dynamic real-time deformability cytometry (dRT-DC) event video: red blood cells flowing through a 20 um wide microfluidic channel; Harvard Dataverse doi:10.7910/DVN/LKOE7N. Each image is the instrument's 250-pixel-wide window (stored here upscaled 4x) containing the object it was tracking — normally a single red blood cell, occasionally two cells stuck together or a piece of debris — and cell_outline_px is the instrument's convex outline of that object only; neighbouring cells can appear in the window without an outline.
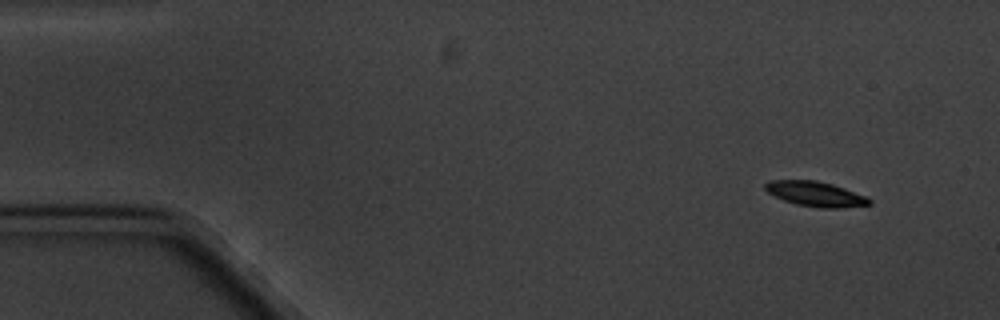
{"species": "common noctule bat (a hibernating species)", "species_latin": "Nyctalus noctula", "temperature_condition": "cold", "stored_images_in_passage": 5, "segment_of_instrument_passage": [2, 2], "camera_frame_rate_fps": 3000, "um_per_image_px": 0.085, "animal": {"sex": "male", "body_mass_g": 20.1, "forearm_length_mm": 53.5}, "frame": {"image": 1, "passage_image": 5, "time_ms": 5.333, "image_size_px": [1000, 320], "cell_outline_px": [[872, 204], [840, 208], [820, 208], [796, 204], [784, 200], [768, 192], [764, 188], [764, 184], [768, 180], [816, 180], [832, 184], [868, 196], [872, 200]], "centroid_in_image_um": [69.35, 16.48], "position_along_channel_um": 15.7, "area_um2": 15.2}}